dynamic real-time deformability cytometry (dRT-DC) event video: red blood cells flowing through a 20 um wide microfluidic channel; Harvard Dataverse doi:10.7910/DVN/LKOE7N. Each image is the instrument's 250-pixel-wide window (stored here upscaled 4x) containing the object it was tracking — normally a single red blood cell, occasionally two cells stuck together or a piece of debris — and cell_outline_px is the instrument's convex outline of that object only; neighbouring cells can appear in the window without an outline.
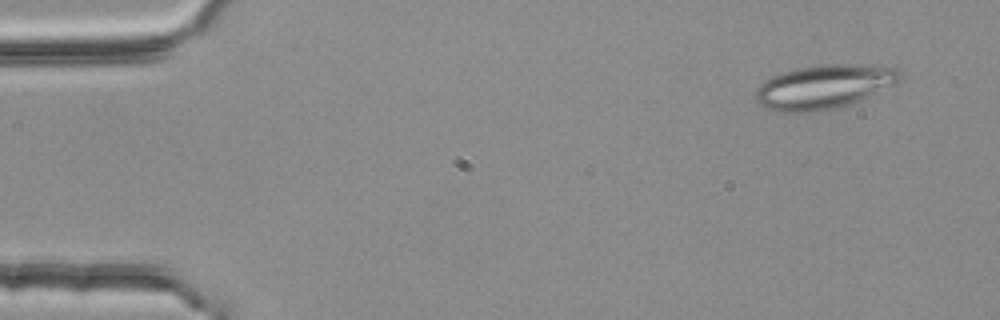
{"species": "common noctule bat (a hibernating species)", "species_latin": "Nyctalus noctula", "temperature_condition": "room temperature", "stored_images_in_passage": 4, "camera_frame_rate_fps": 3000, "um_per_image_px": 0.085, "animal": {"sex": "female", "body_mass_g": 25.1}, "frame": {"image": 1, "passage_image": 1, "time_ms": 0.0, "image_size_px": [1000, 320], "cell_outline_px": [[904, 76], [896, 84], [848, 104], [816, 112], [776, 112], [760, 104], [756, 100], [756, 88], [764, 80], [780, 72], [820, 64], [880, 64], [896, 68]], "centroid_in_image_um": [70.05, 7.35], "position_along_channel_um": 14.9, "area_um2": 37.17}}